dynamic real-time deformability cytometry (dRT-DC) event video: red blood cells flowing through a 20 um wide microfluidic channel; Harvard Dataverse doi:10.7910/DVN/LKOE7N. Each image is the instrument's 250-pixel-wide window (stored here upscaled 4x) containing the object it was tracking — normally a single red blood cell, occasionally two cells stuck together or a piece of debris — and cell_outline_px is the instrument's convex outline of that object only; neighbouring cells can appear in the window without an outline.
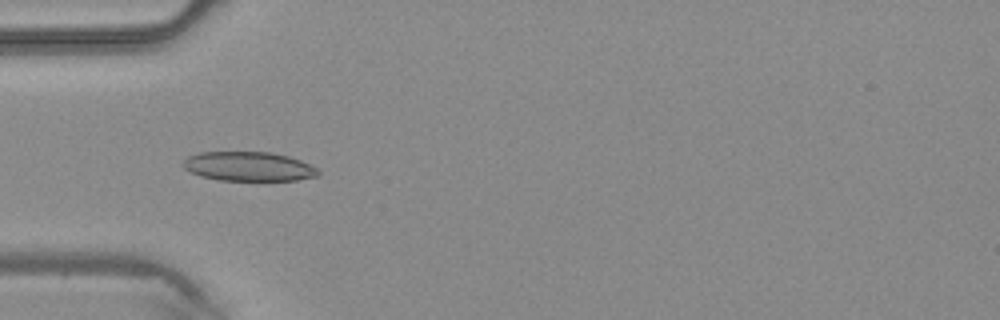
{"species": "common noctule bat (a hibernating species)", "species_latin": "Nyctalus noctula", "temperature_condition": "warm", "stored_images_in_passage": 38, "camera_frame_rate_fps": 3000, "um_per_image_px": 0.085, "animal": {"sex": "male", "body_mass_g": 20.4}, "frame": {"image": 1, "passage_image": 7, "time_ms": 2.0, "image_size_px": [1000, 320], "cell_outline_px": [[320, 172], [316, 176], [296, 180], [220, 180], [200, 176], [184, 168], [180, 164], [188, 156], [200, 152], [272, 152], [288, 156], [300, 160], [316, 168]], "centroid_in_image_um": [21.1, 14.14], "position_along_channel_um": 63.9, "area_um2": 22.95}}
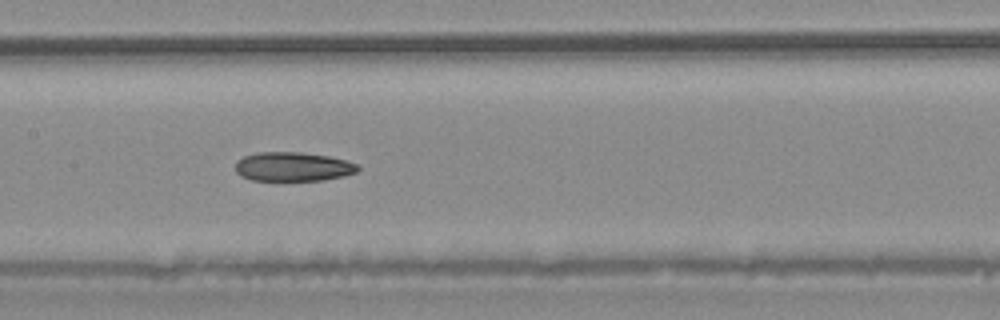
{"frame": {"image": 2, "passage_image": 15, "time_ms": 4.667, "image_size_px": [1000, 320], "cell_outline_px": [[360, 168], [356, 172], [344, 176], [324, 180], [252, 180], [240, 176], [236, 172], [236, 160], [244, 156], [256, 152], [300, 152], [328, 156], [344, 160], [356, 164]], "centroid_in_image_um": [24.87, 14.16], "position_along_channel_um": 182.5, "area_um2": 20.75}}
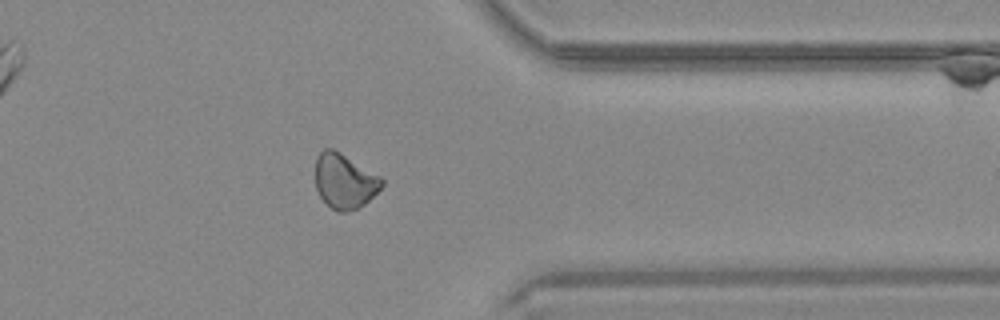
{"frame": {"image": 3, "passage_image": 29, "time_ms": 9.333, "image_size_px": [1000, 320], "cell_outline_px": [[384, 184], [364, 204], [348, 212], [336, 212], [320, 196], [316, 188], [316, 156], [324, 148], [332, 148], [340, 152], [380, 176], [384, 180]], "centroid_in_image_um": [29.27, 15.38], "position_along_channel_um": 382.1, "area_um2": 21.04}}